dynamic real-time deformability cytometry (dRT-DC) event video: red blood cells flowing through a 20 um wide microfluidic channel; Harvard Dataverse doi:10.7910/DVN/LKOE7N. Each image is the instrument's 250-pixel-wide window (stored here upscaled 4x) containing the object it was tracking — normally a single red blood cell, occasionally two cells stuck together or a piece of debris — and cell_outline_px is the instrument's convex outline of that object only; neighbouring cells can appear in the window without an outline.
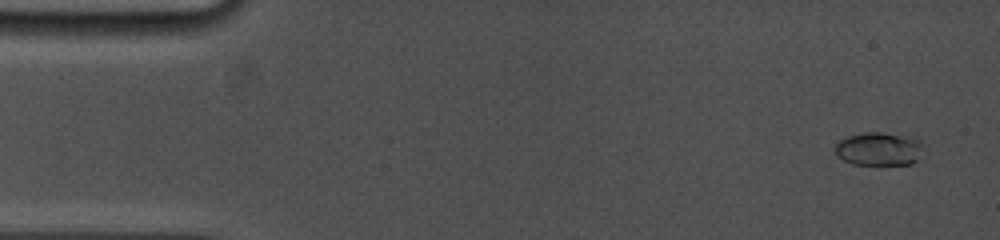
{"species": "common noctule bat (a hibernating species)", "species_latin": "Nyctalus noctula", "temperature_condition": "cold", "stored_images_in_passage": 16, "camera_frame_rate_fps": 5000, "um_per_image_px": 0.085, "animal": {"sex": "female", "body_mass_g": 19.0, "forearm_length_mm": 53.3}, "frame": {"image": 1, "passage_image": 2, "time_ms": 0.6, "image_size_px": [1000, 240], "cell_outline_px": [[924, 144], [916, 160], [912, 164], [852, 164], [836, 156], [836, 144], [840, 140], [848, 136], [864, 132], [880, 132], [916, 136]], "centroid_in_image_um": [74.74, 12.63], "position_along_channel_um": 10.3, "area_um2": 17.28}}
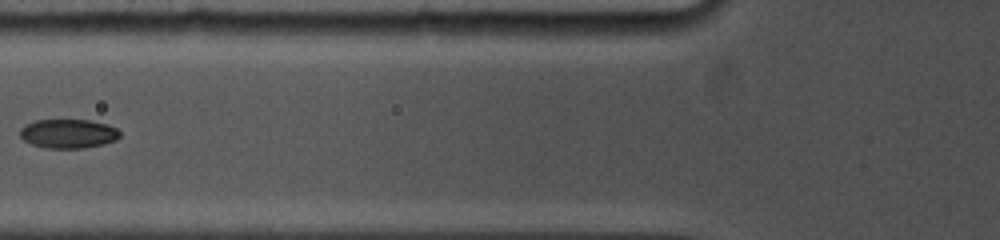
{"frame": {"image": 2, "passage_image": 12, "time_ms": 6.4, "image_size_px": [1000, 240], "cell_outline_px": [[120, 136], [116, 140], [104, 144], [84, 148], [44, 148], [32, 144], [24, 140], [20, 136], [20, 128], [24, 124], [36, 120], [88, 120], [108, 124], [116, 128], [120, 132]], "centroid_in_image_um": [5.8, 11.36], "position_along_channel_um": 120.0, "area_um2": 17.05}}
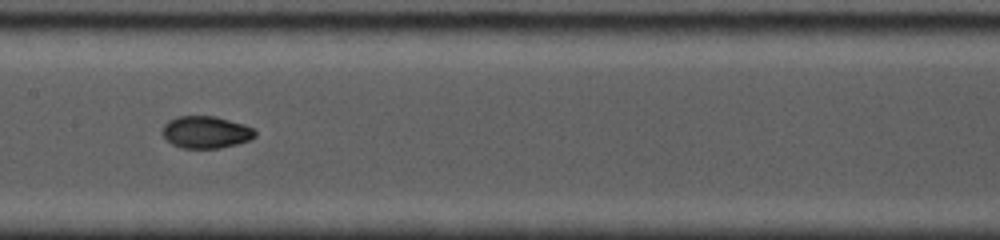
{"frame": {"image": 3, "passage_image": 15, "time_ms": 8.2, "image_size_px": [1000, 240], "cell_outline_px": [[256, 136], [248, 140], [236, 144], [220, 148], [180, 148], [172, 144], [160, 132], [164, 124], [168, 120], [176, 116], [216, 116], [244, 124], [252, 128], [256, 132]], "centroid_in_image_um": [17.47, 11.22], "position_along_channel_um": 189.9, "area_um2": 17.46}}